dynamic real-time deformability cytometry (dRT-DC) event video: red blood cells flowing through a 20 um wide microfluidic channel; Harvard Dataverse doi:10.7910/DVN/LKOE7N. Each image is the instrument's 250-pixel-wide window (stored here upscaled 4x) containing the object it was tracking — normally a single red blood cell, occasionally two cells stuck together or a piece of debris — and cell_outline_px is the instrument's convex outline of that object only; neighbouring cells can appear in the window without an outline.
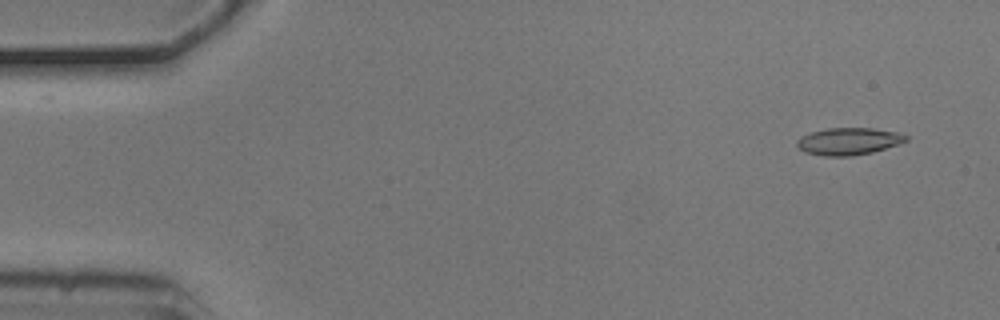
{"species": "common noctule bat (a hibernating species)", "species_latin": "Nyctalus noctula", "temperature_condition": "cold", "stored_images_in_passage": 5, "camera_frame_rate_fps": 3000, "um_per_image_px": 0.085, "animal": {"sex": "male", "body_mass_g": 20.5, "forearm_length_mm": 52.5}, "frame": {"image": 1, "passage_image": 1, "time_ms": 0.0, "image_size_px": [1000, 320], "cell_outline_px": [[908, 140], [872, 152], [852, 156], [824, 156], [804, 152], [796, 144], [796, 140], [800, 136], [812, 132], [828, 128], [872, 128], [896, 132], [908, 136]], "centroid_in_image_um": [72.09, 12.01], "position_along_channel_um": 12.9, "area_um2": 17.11}}
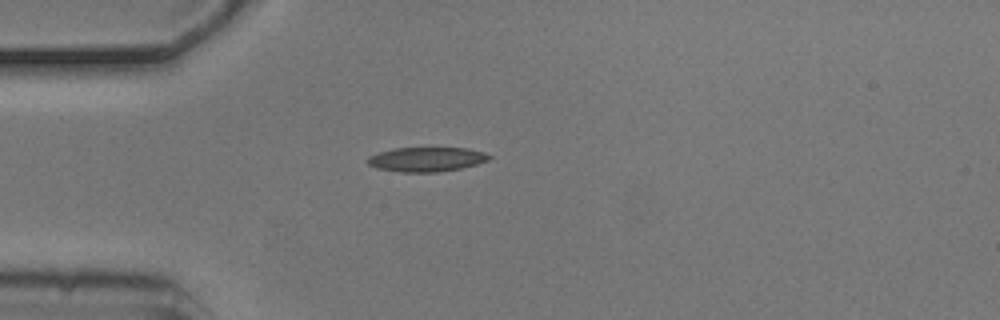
{"frame": {"image": 2, "passage_image": 3, "time_ms": 0.667, "image_size_px": [1000, 320], "cell_outline_px": [[492, 156], [488, 160], [476, 164], [460, 168], [436, 172], [400, 172], [376, 168], [368, 164], [364, 160], [368, 156], [376, 152], [392, 148], [464, 148], [484, 152]], "centroid_in_image_um": [36.17, 13.54], "position_along_channel_um": 48.8, "area_um2": 17.4}}
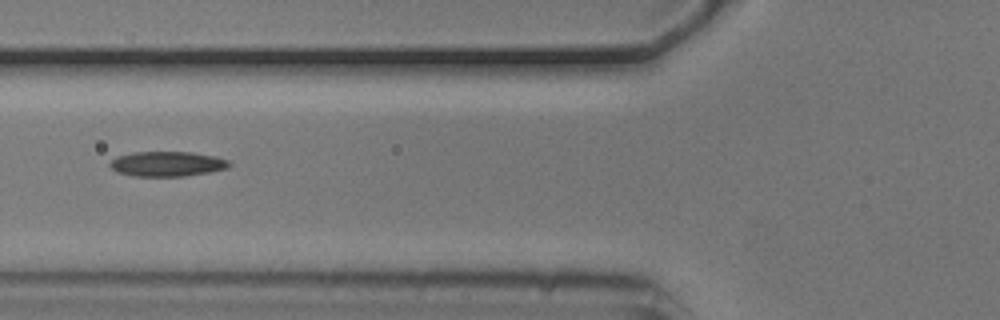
{"frame": {"image": 3, "passage_image": 5, "time_ms": 1.333, "image_size_px": [1000, 320], "cell_outline_px": [[232, 164], [228, 168], [208, 172], [184, 176], [132, 176], [116, 172], [108, 164], [116, 156], [132, 152], [192, 152], [216, 156], [228, 160]], "centroid_in_image_um": [14.2, 13.92], "position_along_channel_um": 111.6, "area_um2": 17.46}}